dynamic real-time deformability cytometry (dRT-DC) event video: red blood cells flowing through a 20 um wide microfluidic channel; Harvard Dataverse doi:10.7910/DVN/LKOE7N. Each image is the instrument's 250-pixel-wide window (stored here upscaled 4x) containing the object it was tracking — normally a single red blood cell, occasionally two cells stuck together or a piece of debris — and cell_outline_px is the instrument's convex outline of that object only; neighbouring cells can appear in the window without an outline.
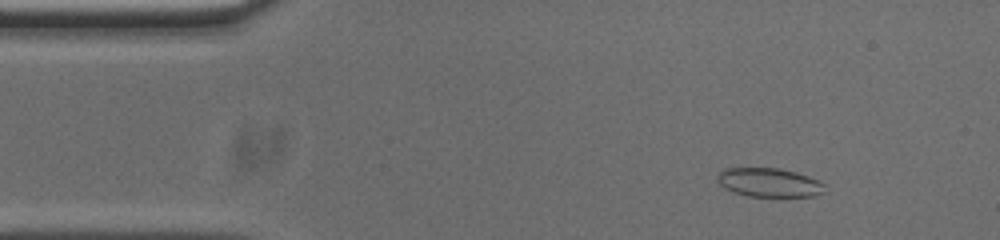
{"species": "common noctule bat (a hibernating species)", "species_latin": "Nyctalus noctula", "temperature_condition": "cold", "stored_images_in_passage": 13, "camera_frame_rate_fps": 3000, "um_per_image_px": 0.085, "animal": {"sex": "male", "body_mass_g": 20.0, "forearm_length_mm": 53.3}, "frame": {"image": 1, "passage_image": 6, "time_ms": 1.667, "image_size_px": [1000, 240], "cell_outline_px": [[824, 192], [816, 196], [748, 196], [724, 188], [716, 180], [720, 172], [724, 168], [780, 168], [796, 172], [820, 180], [824, 184]], "centroid_in_image_um": [65.4, 15.5], "position_along_channel_um": 19.6, "area_um2": 18.03}}